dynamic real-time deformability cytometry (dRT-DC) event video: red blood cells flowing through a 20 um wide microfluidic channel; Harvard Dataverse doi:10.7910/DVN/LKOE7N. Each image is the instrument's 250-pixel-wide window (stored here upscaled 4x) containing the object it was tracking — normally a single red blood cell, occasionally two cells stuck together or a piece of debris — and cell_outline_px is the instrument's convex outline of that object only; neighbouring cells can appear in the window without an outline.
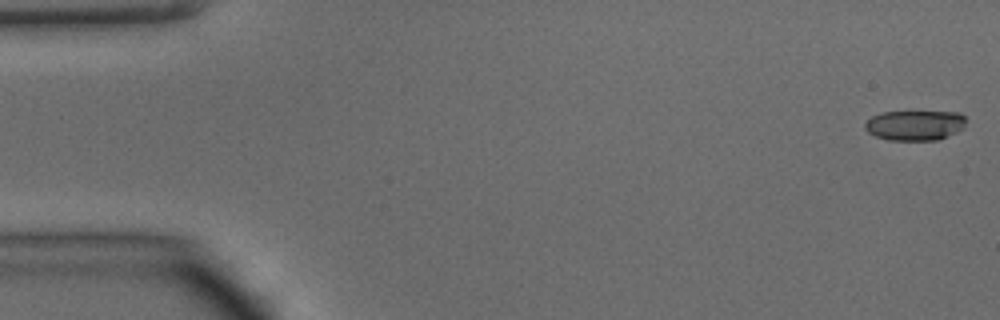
{"species": "common noctule bat (a hibernating species)", "species_latin": "Nyctalus noctula", "temperature_condition": "warm", "stored_images_in_passage": 48, "camera_frame_rate_fps": 3000, "um_per_image_px": 0.085, "animal": {"sex": "male", "body_mass_g": 15.6}, "frame": {"image": 1, "passage_image": 1, "time_ms": 0.0, "image_size_px": [1000, 320], "cell_outline_px": [[964, 128], [940, 140], [888, 140], [876, 136], [868, 132], [864, 128], [864, 124], [872, 116], [880, 112], [960, 112], [964, 116]], "centroid_in_image_um": [77.76, 10.65], "position_along_channel_um": 7.2, "area_um2": 17.74}}
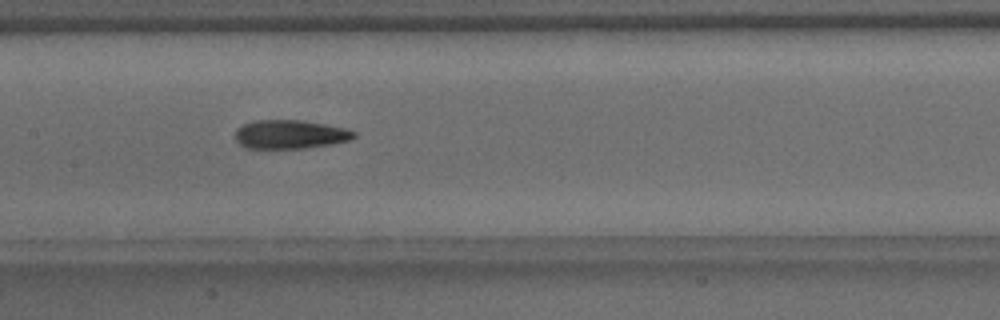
{"frame": {"image": 2, "passage_image": 23, "time_ms": 7.333, "image_size_px": [1000, 320], "cell_outline_px": [[356, 136], [352, 140], [332, 144], [304, 148], [244, 148], [236, 140], [236, 128], [244, 124], [256, 120], [300, 120], [324, 124], [344, 128], [356, 132]], "centroid_in_image_um": [24.67, 11.42], "position_along_channel_um": 182.7, "area_um2": 19.88}}
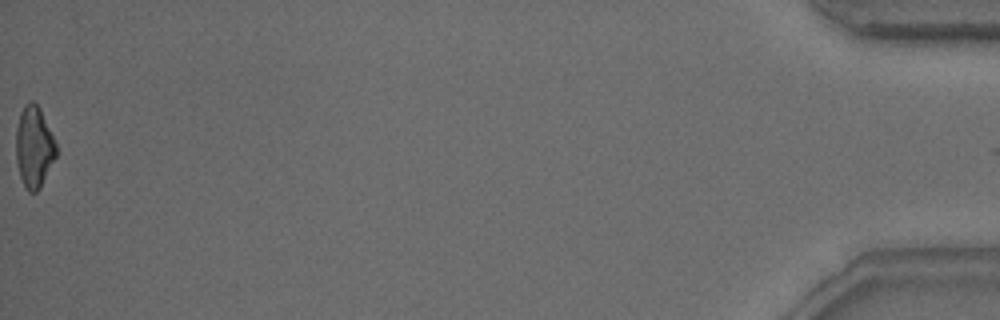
{"frame": {"image": 3, "passage_image": 48, "time_ms": 15.667, "image_size_px": [1000, 320], "cell_outline_px": [[56, 156], [40, 188], [36, 192], [28, 192], [20, 176], [16, 160], [16, 128], [20, 112], [24, 104], [32, 100], [40, 108], [56, 144]], "centroid_in_image_um": [2.88, 12.48], "position_along_channel_um": 432.3, "area_um2": 18.9}, "authors_computed_cell_mechanics": {"area_um2": 19.8254, "velocity_mm_per_s": 4.2289, "shape_relaxation_time_tau1_ms": 8.4075, "shape_relaxation_time_tau2_ms": 2.9354, "deformation_change_tau1": 0.2338, "deformation_change_tau2": 0.1277}}